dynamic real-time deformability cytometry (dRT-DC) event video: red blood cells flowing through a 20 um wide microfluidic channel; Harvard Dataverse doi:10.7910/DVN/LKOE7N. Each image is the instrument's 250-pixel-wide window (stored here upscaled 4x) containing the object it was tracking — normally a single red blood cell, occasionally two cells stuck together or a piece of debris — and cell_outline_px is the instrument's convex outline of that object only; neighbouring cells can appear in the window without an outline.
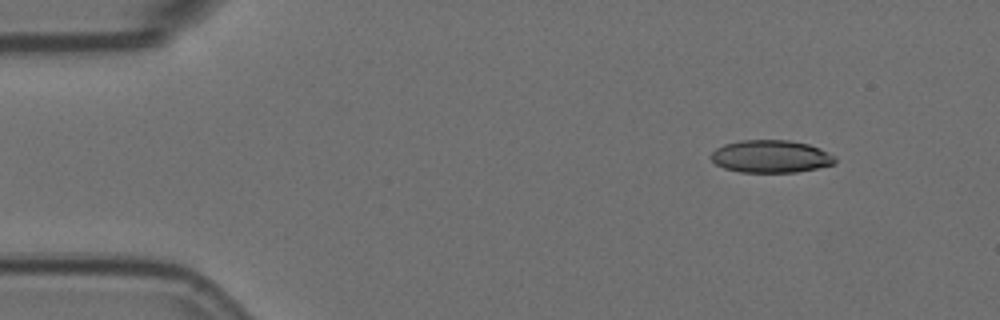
{"species": "Egyptian fruit bat (a non-hibernating species)", "species_latin": "Rousettus aegyptiacus", "temperature_condition": "room temperature", "stored_images_in_passage": 51, "camera_frame_rate_fps": 3000, "um_per_image_px": 0.085, "animal": {"sex": "female"}, "frame": {"image": 1, "passage_image": 1, "time_ms": 0.0, "image_size_px": [1000, 320], "cell_outline_px": [[836, 164], [796, 172], [740, 172], [724, 168], [716, 164], [708, 156], [716, 148], [724, 144], [740, 140], [788, 140], [808, 144], [820, 148], [836, 156]], "centroid_in_image_um": [65.52, 13.29], "position_along_channel_um": 19.5, "area_um2": 23.7}}
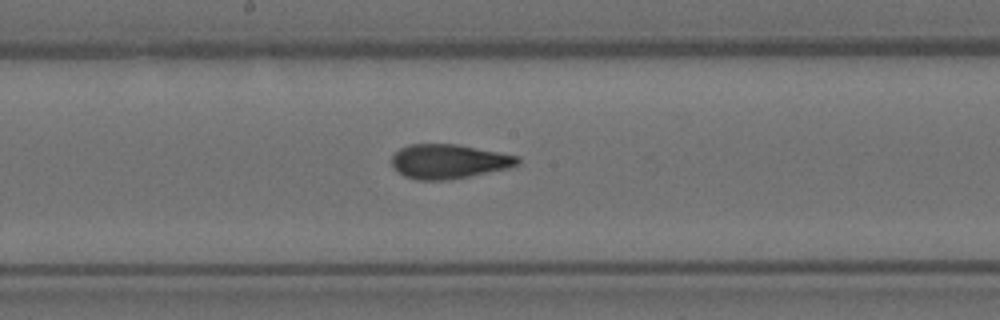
{"frame": {"image": 2, "passage_image": 24, "time_ms": 7.667, "image_size_px": [1000, 320], "cell_outline_px": [[520, 164], [508, 168], [448, 180], [416, 180], [404, 176], [392, 164], [392, 156], [400, 148], [412, 144], [456, 144], [500, 152], [520, 156]], "centroid_in_image_um": [38.17, 13.72], "position_along_channel_um": 210.0, "area_um2": 25.09}}
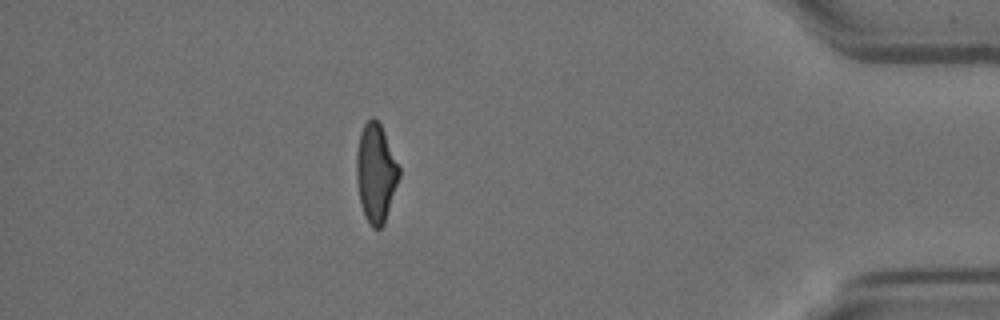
{"frame": {"image": 3, "passage_image": 44, "time_ms": 14.333, "image_size_px": [1000, 320], "cell_outline_px": [[400, 176], [384, 224], [380, 228], [372, 228], [364, 212], [360, 200], [356, 180], [356, 152], [360, 132], [364, 124], [372, 116], [380, 124], [384, 132], [400, 168]], "centroid_in_image_um": [31.94, 14.68], "position_along_channel_um": 403.3, "area_um2": 24.28}}